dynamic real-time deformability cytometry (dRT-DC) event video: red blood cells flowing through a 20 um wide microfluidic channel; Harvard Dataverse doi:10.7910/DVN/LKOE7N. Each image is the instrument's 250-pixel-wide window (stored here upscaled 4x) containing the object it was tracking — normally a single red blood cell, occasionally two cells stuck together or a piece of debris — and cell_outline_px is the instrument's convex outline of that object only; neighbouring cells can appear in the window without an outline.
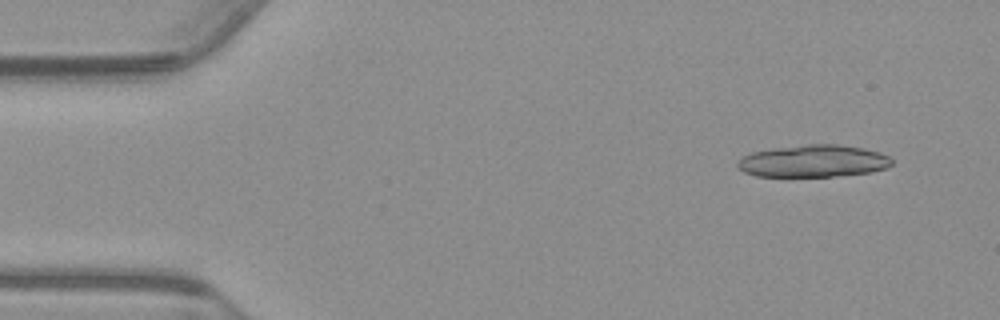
{"species": "common noctule bat (a hibernating species)", "species_latin": "Nyctalus noctula", "temperature_condition": "warm", "stored_images_in_passage": 18, "camera_frame_rate_fps": 3000, "um_per_image_px": 0.085, "animal": {"sex": "male", "body_mass_g": 23.1, "forearm_length_mm": 52.7}, "frame": {"image": 1, "passage_image": 4, "time_ms": 1.0, "image_size_px": [1000, 320], "cell_outline_px": [[892, 164], [884, 168], [868, 172], [832, 176], [756, 176], [744, 172], [736, 164], [744, 156], [752, 152], [772, 148], [808, 144], [836, 144], [864, 148], [880, 152], [892, 156]], "centroid_in_image_um": [69.15, 13.68], "position_along_channel_um": 15.9, "area_um2": 28.78}}